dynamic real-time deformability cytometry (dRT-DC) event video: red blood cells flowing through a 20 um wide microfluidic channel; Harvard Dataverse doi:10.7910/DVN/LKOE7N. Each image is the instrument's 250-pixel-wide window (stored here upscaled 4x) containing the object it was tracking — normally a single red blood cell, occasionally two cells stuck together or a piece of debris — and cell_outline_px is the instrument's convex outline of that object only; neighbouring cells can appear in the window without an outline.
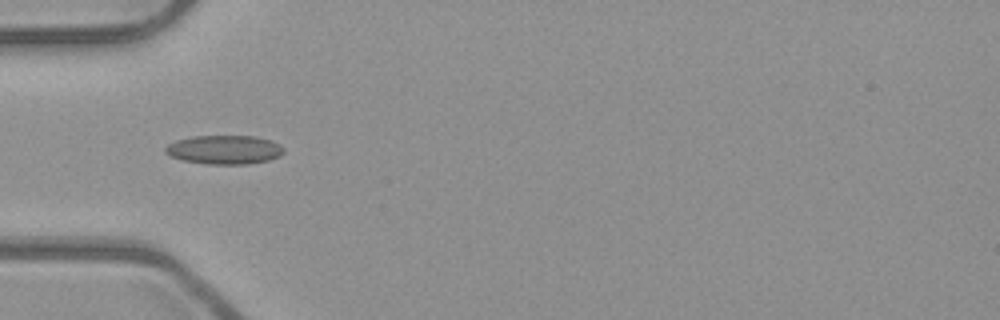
{"species": "common noctule bat (a hibernating species)", "species_latin": "Nyctalus noctula", "temperature_condition": "room temperature", "stored_images_in_passage": 36, "camera_frame_rate_fps": 3000, "um_per_image_px": 0.085, "animal": {"sex": "male", "body_mass_g": 23.1, "forearm_length_mm": 52.7}, "frame": {"image": 1, "passage_image": 1, "time_ms": 0.0, "image_size_px": [1000, 320], "cell_outline_px": [[284, 152], [280, 156], [268, 160], [248, 164], [208, 164], [180, 160], [164, 152], [164, 148], [168, 144], [176, 140], [192, 136], [256, 136], [272, 140], [280, 144], [284, 148]], "centroid_in_image_um": [19.08, 12.72], "position_along_channel_um": 65.9, "area_um2": 20.11}}
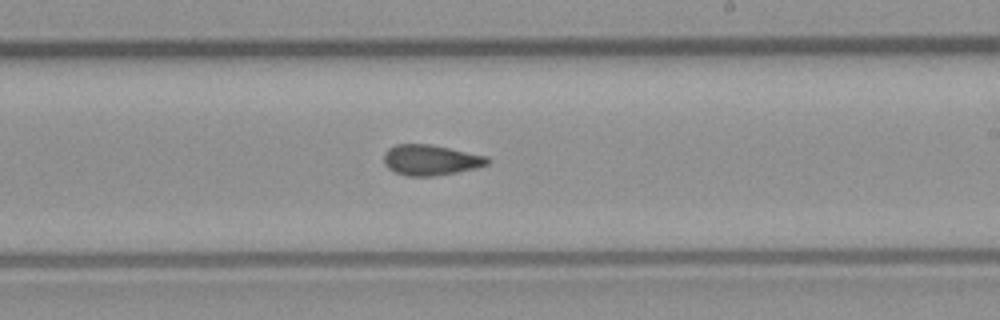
{"frame": {"image": 2, "passage_image": 15, "time_ms": 4.667, "image_size_px": [1000, 320], "cell_outline_px": [[488, 164], [476, 168], [456, 172], [432, 176], [408, 176], [396, 172], [388, 168], [384, 164], [384, 152], [388, 148], [396, 144], [428, 144], [488, 156]], "centroid_in_image_um": [36.57, 13.6], "position_along_channel_um": 252.4, "area_um2": 18.26}}
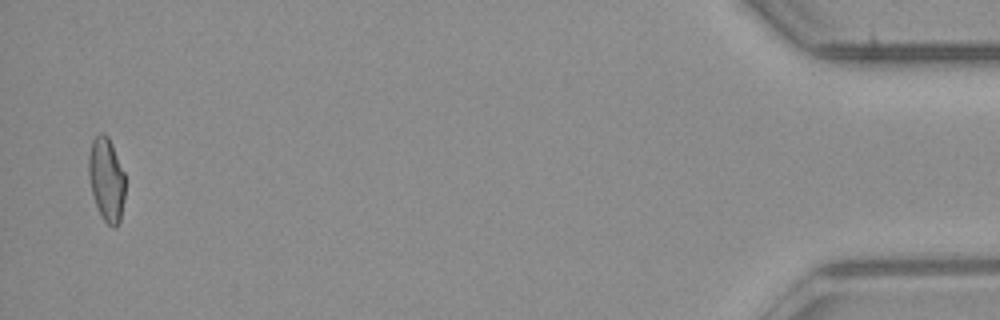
{"frame": {"image": 3, "passage_image": 35, "time_ms": 11.333, "image_size_px": [1000, 320], "cell_outline_px": [[124, 196], [120, 220], [116, 228], [112, 228], [100, 216], [92, 192], [88, 176], [88, 156], [92, 140], [100, 132], [104, 132], [108, 136], [112, 144], [124, 172]], "centroid_in_image_um": [9.03, 15.24], "position_along_channel_um": 426.2, "area_um2": 17.86}, "authors_computed_cell_mechanics": {"area_um2": 18.2359, "velocity_mm_per_s": 3.9868, "shape_relaxation_time_tau1_ms": null, "shape_relaxation_time_tau2_ms": 2.4023, "deformation_change_tau1": null, "deformation_change_tau2": 0.0909}}